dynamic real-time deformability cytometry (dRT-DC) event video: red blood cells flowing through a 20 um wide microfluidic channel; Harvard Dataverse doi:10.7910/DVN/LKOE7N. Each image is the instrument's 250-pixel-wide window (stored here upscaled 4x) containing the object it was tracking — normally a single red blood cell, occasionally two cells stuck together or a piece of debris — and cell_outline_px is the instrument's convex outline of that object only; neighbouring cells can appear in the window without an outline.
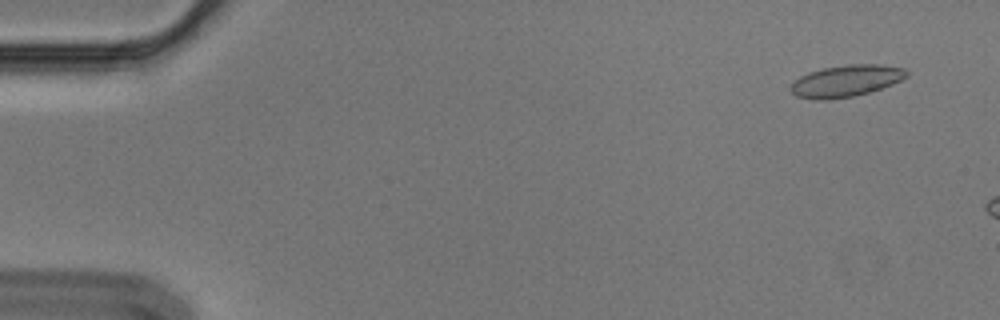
{"species": "Egyptian fruit bat (a non-hibernating species)", "species_latin": "Rousettus aegyptiacus", "temperature_condition": "cold", "stored_images_in_passage": 4, "camera_frame_rate_fps": 3000, "um_per_image_px": 0.085, "animal": {"sex": "male"}, "frame": {"image": 1, "passage_image": 2, "time_ms": 0.333, "image_size_px": [1000, 320], "cell_outline_px": [[908, 76], [892, 84], [868, 92], [852, 96], [828, 100], [812, 100], [796, 96], [788, 88], [800, 76], [808, 72], [820, 68], [848, 64], [880, 64], [904, 68], [908, 72]], "centroid_in_image_um": [71.88, 6.87], "position_along_channel_um": 13.1, "area_um2": 21.5}}